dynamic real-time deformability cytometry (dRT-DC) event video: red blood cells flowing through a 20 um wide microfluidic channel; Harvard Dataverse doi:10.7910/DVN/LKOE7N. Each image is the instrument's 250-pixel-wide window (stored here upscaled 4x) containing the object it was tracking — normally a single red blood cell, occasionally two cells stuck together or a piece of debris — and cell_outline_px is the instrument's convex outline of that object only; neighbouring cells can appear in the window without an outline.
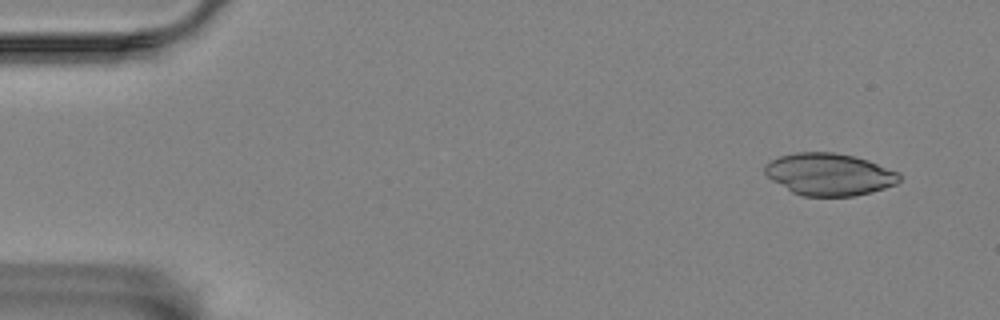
{"species": "Egyptian fruit bat (a non-hibernating species)", "species_latin": "Rousettus aegyptiacus", "temperature_condition": "room temperature", "stored_images_in_passage": 57, "camera_frame_rate_fps": 3000, "um_per_image_px": 0.085, "animal": {"sex": "female"}, "frame": {"image": 1, "passage_image": 4, "time_ms": 1.0, "image_size_px": [1000, 320], "cell_outline_px": [[900, 180], [896, 184], [872, 192], [852, 196], [804, 196], [792, 192], [772, 180], [764, 172], [764, 164], [780, 156], [796, 152], [832, 152], [856, 156], [868, 160], [900, 172]], "centroid_in_image_um": [70.5, 14.81], "position_along_channel_um": 14.5, "area_um2": 33.12}}